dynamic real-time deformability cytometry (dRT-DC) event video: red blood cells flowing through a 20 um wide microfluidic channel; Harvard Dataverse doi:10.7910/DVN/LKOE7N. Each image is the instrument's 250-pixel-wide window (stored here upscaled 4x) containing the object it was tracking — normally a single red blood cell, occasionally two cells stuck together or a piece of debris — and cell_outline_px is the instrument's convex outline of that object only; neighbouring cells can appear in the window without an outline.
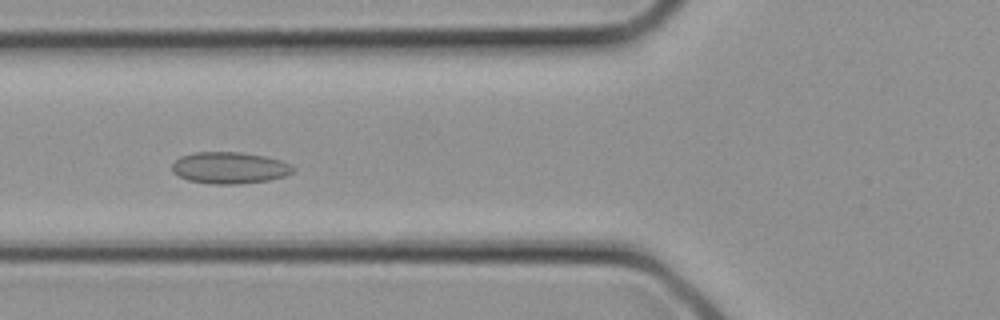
{"species": "common noctule bat (a hibernating species)", "species_latin": "Nyctalus noctula", "temperature_condition": "cold", "stored_images_in_passage": 20, "camera_frame_rate_fps": 3000, "um_per_image_px": 0.085, "animal": {"sex": "female", "body_mass_g": 21.9}, "frame": {"image": 1, "passage_image": 10, "time_ms": 3.0, "image_size_px": [1000, 320], "cell_outline_px": [[296, 168], [292, 172], [284, 176], [268, 180], [240, 184], [212, 184], [188, 180], [172, 172], [172, 164], [180, 156], [196, 152], [240, 152], [264, 156], [280, 160], [292, 164]], "centroid_in_image_um": [19.52, 14.26], "position_along_channel_um": 106.3, "area_um2": 22.31}}
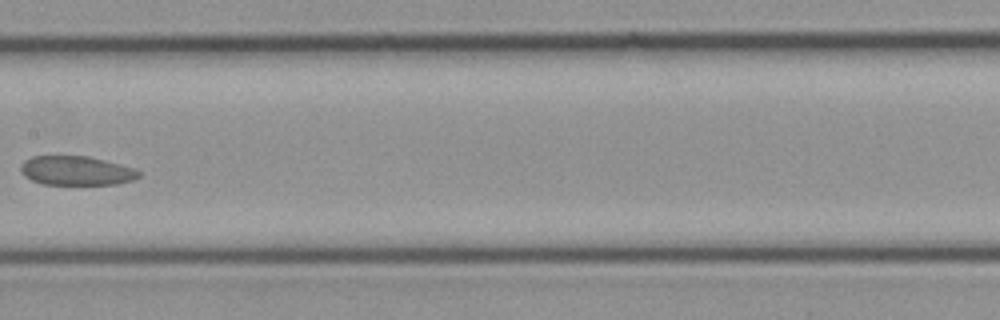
{"frame": {"image": 2, "passage_image": 14, "time_ms": 4.333, "image_size_px": [1000, 320], "cell_outline_px": [[140, 176], [132, 180], [116, 184], [44, 184], [32, 180], [24, 176], [20, 172], [20, 168], [24, 160], [32, 156], [88, 156], [136, 168], [140, 172]], "centroid_in_image_um": [6.48, 14.5], "position_along_channel_um": 200.9, "area_um2": 20.06}}
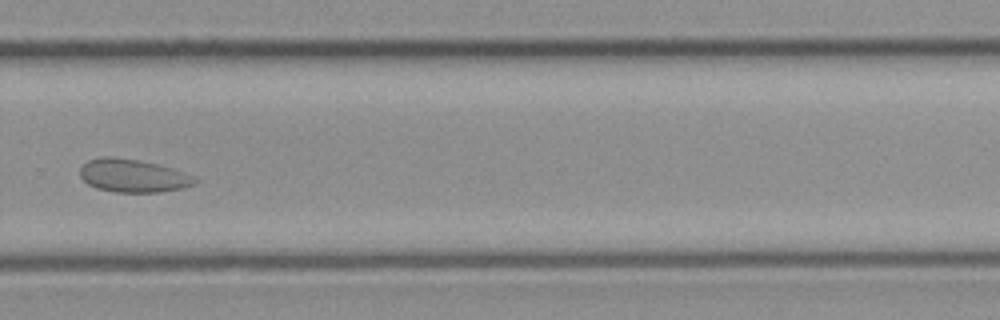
{"frame": {"image": 3, "passage_image": 19, "time_ms": 6.0, "image_size_px": [1000, 320], "cell_outline_px": [[200, 180], [196, 184], [184, 188], [164, 192], [112, 192], [96, 188], [88, 184], [80, 176], [80, 168], [88, 160], [100, 156], [112, 156], [136, 160], [156, 164], [172, 168], [196, 176]], "centroid_in_image_um": [11.34, 14.95], "position_along_channel_um": 318.5, "area_um2": 22.43}}